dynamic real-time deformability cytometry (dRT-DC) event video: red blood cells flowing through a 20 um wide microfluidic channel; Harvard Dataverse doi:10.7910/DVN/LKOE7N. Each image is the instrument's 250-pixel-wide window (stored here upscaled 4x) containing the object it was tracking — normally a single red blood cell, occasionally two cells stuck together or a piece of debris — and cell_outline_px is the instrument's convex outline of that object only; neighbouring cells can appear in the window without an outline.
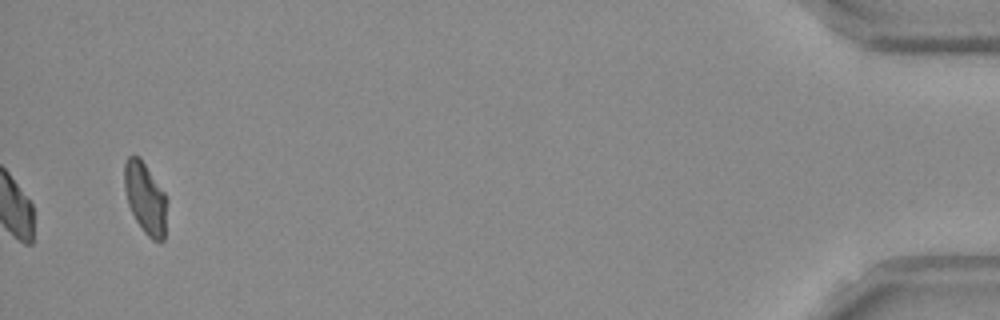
{"species": "Egyptian fruit bat (a non-hibernating species)", "species_latin": "Rousettus aegyptiacus", "temperature_condition": "room temperature", "stored_images_in_passage": 40, "camera_frame_rate_fps": 3000, "um_per_image_px": 0.085, "frame": {"image": 1, "passage_image": 40, "time_ms": 13.0, "image_size_px": [1000, 320], "cell_outline_px": [[168, 200], [164, 240], [152, 240], [144, 232], [136, 220], [128, 204], [124, 188], [124, 164], [128, 156], [140, 156], [164, 192]], "centroid_in_image_um": [12.36, 16.83], "position_along_channel_um": 422.8, "area_um2": 17.8}, "authors_computed_cell_mechanics": {"area_um2": 17.6868, "velocity_mm_per_s": 3.8076, "shape_relaxation_time_tau1_ms": 3.2261, "shape_relaxation_time_tau2_ms": 10.9527, "deformation_change_tau1": 0.0816, "deformation_change_tau2": 0.182}}